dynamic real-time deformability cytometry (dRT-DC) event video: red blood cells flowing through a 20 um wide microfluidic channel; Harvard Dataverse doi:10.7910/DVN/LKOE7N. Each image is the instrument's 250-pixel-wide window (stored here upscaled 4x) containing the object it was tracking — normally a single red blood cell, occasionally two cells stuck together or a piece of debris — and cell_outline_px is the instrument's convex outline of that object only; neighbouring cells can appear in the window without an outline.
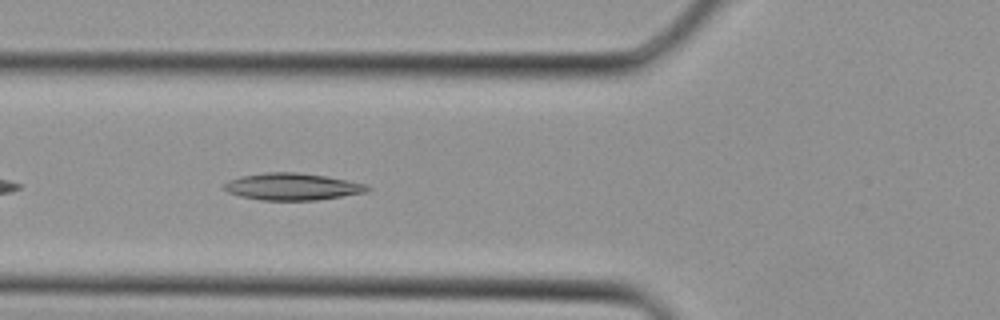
{"species": "Egyptian fruit bat (a non-hibernating species)", "species_latin": "Rousettus aegyptiacus", "temperature_condition": "cold", "stored_images_in_passage": 31, "camera_frame_rate_fps": 3000, "um_per_image_px": 0.085, "animal": {"sex": "female"}, "frame": {"image": 1, "passage_image": 9, "time_ms": 2.667, "image_size_px": [1000, 320], "cell_outline_px": [[372, 188], [368, 192], [316, 200], [260, 200], [240, 196], [228, 192], [224, 188], [224, 184], [228, 180], [240, 176], [264, 172], [296, 172], [324, 176], [348, 180], [364, 184]], "centroid_in_image_um": [24.83, 15.86], "position_along_channel_um": 101.0, "area_um2": 22.48}}
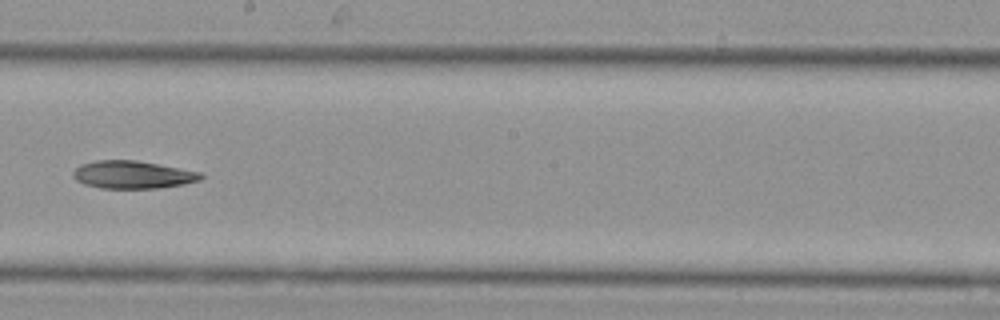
{"frame": {"image": 2, "passage_image": 16, "time_ms": 5.0, "image_size_px": [1000, 320], "cell_outline_px": [[204, 176], [200, 180], [184, 184], [160, 188], [100, 188], [84, 184], [76, 180], [72, 176], [72, 172], [80, 164], [96, 160], [136, 160], [200, 172]], "centroid_in_image_um": [11.25, 14.85], "position_along_channel_um": 237.0, "area_um2": 20.63}}
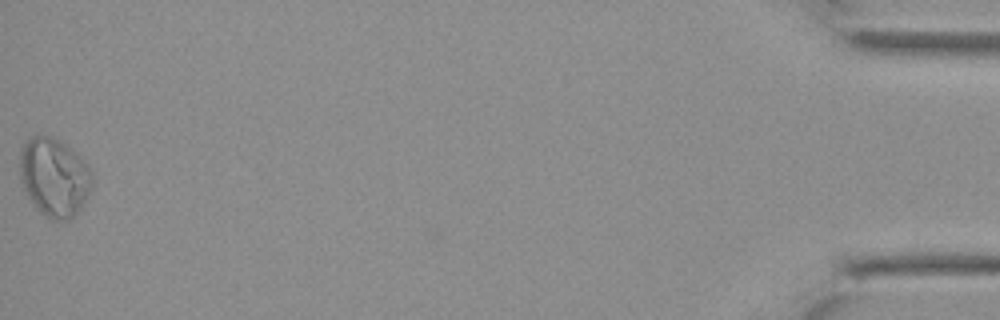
{"frame": {"image": 3, "passage_image": 31, "time_ms": 10.0, "image_size_px": [1000, 320], "cell_outline_px": [[92, 188], [80, 208], [68, 220], [48, 220], [32, 204], [24, 192], [20, 180], [20, 148], [32, 136], [52, 136], [64, 144], [80, 156], [88, 164], [92, 172]], "centroid_in_image_um": [4.59, 15.08], "position_along_channel_um": 430.6, "area_um2": 33.29}}